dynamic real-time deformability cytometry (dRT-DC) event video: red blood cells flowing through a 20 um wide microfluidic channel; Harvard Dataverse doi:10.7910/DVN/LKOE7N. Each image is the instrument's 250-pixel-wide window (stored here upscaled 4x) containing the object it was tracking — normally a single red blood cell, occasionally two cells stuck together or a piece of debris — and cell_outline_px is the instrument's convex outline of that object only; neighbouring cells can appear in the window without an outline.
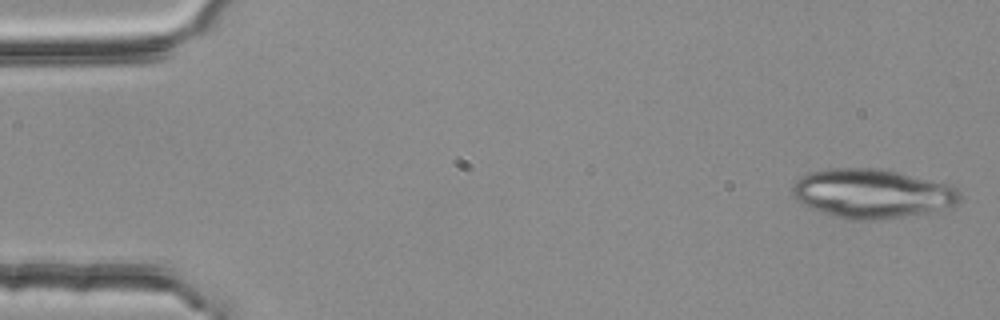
{"species": "common noctule bat (a hibernating species)", "species_latin": "Nyctalus noctula", "temperature_condition": "room temperature", "stored_images_in_passage": 4, "camera_frame_rate_fps": 3000, "um_per_image_px": 0.085, "animal": {"sex": "female", "body_mass_g": 25.1}, "frame": {"image": 1, "passage_image": 1, "time_ms": 0.0, "image_size_px": [1000, 320], "cell_outline_px": [[960, 204], [928, 212], [904, 216], [872, 220], [848, 220], [824, 212], [804, 204], [796, 200], [792, 196], [792, 188], [796, 180], [800, 176], [808, 172], [828, 168], [880, 168], [900, 172], [948, 184], [956, 188], [960, 192]], "centroid_in_image_um": [74.12, 16.43], "position_along_channel_um": 10.9, "area_um2": 47.92}}